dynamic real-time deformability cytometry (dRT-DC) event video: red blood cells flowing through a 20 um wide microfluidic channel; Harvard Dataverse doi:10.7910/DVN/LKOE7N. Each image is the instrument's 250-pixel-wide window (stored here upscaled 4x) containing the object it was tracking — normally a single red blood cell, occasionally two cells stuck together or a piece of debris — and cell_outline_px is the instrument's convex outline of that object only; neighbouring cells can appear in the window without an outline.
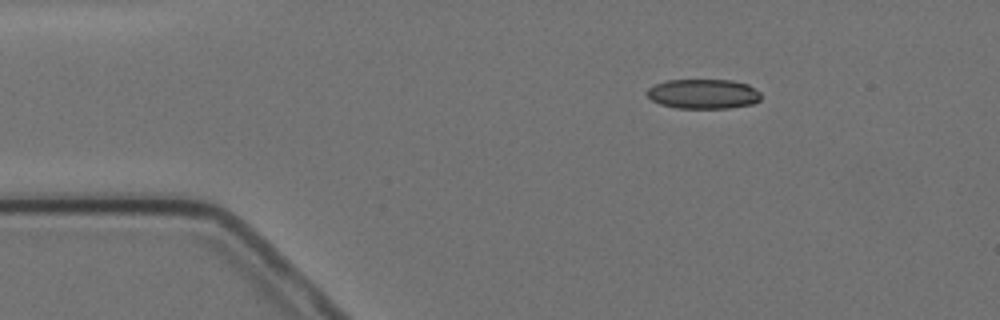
{"species": "Egyptian fruit bat (a non-hibernating species)", "species_latin": "Rousettus aegyptiacus", "temperature_condition": "cold", "stored_images_in_passage": 3, "camera_frame_rate_fps": 3000, "um_per_image_px": 0.085, "animal": {"sex": "female"}, "frame": {"image": 1, "passage_image": 1, "time_ms": 0.0, "image_size_px": [1000, 320], "cell_outline_px": [[760, 100], [752, 104], [728, 108], [676, 108], [660, 104], [652, 100], [644, 92], [648, 88], [656, 84], [668, 80], [732, 80], [748, 84], [760, 92]], "centroid_in_image_um": [59.77, 7.98], "position_along_channel_um": 25.2, "area_um2": 19.77}}
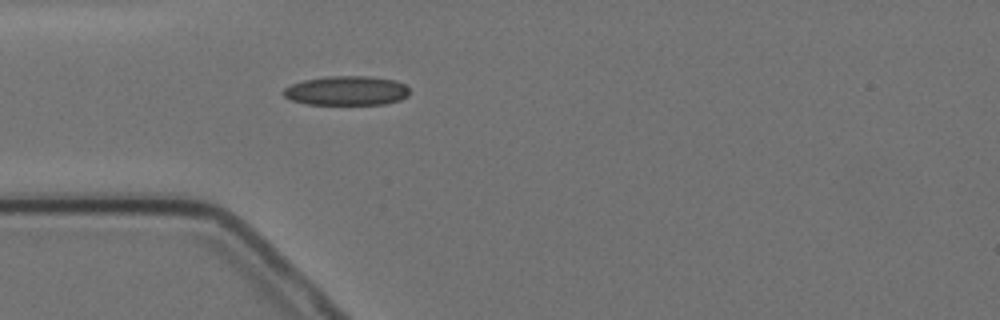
{"frame": {"image": 2, "passage_image": 3, "time_ms": 2.333, "image_size_px": [1000, 320], "cell_outline_px": [[408, 96], [400, 100], [384, 104], [304, 104], [292, 100], [284, 96], [280, 92], [284, 88], [292, 84], [304, 80], [324, 76], [368, 76], [396, 80], [404, 84], [408, 88]], "centroid_in_image_um": [29.44, 7.7], "position_along_channel_um": 55.6, "area_um2": 21.68}}